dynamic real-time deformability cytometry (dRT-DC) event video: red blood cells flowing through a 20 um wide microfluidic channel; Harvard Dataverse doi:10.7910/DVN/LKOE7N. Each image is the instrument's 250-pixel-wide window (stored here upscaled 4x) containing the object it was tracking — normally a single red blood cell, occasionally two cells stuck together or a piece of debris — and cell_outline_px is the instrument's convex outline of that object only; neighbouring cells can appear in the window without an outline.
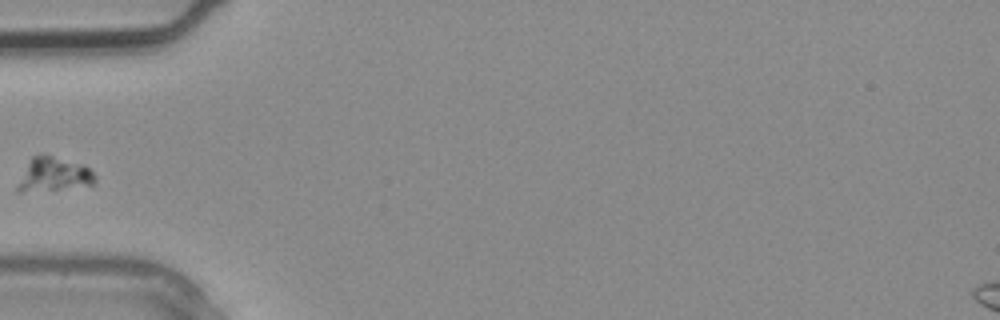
{"species": "common noctule bat (a hibernating species)", "species_latin": "Nyctalus noctula", "temperature_condition": "warm", "stored_images_in_passage": 2, "camera_frame_rate_fps": 3000, "um_per_image_px": 0.085, "animal": {"sex": "male", "body_mass_g": 20.4}, "frame": {"image": 1, "passage_image": 2, "time_ms": 0.333, "image_size_px": [1000, 320], "cell_outline_px": [[96, 184], [20, 192], [16, 188], [32, 156], [52, 156], [84, 164], [96, 176]], "centroid_in_image_um": [4.62, 14.82], "position_along_channel_um": 80.4, "area_um2": 14.57}}